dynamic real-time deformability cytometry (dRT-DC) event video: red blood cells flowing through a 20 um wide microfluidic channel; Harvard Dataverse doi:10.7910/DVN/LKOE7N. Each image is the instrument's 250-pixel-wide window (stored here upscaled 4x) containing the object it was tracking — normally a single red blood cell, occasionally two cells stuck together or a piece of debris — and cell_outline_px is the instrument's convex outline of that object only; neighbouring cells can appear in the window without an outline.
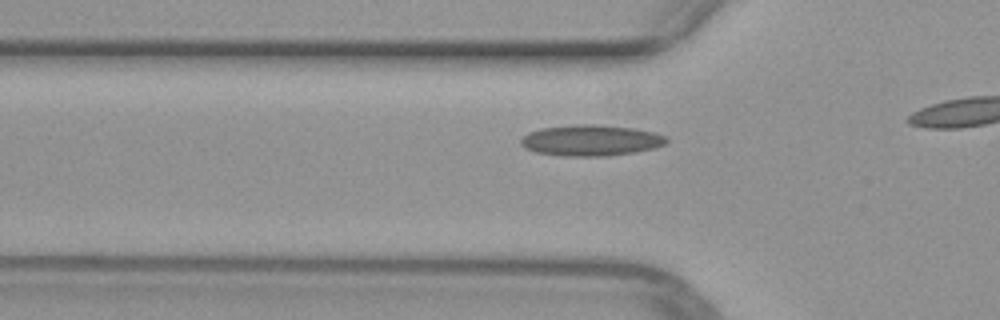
{"species": "common noctule bat (a hibernating species)", "species_latin": "Nyctalus noctula", "temperature_condition": "warm", "stored_images_in_passage": 10, "camera_frame_rate_fps": 3000, "um_per_image_px": 0.085, "animal": {"sex": "female", "body_mass_g": 29.2, "forearm_length_mm": 56.3}, "frame": {"image": 1, "passage_image": 5, "time_ms": 1.333, "image_size_px": [1000, 320], "cell_outline_px": [[668, 140], [664, 144], [656, 148], [636, 152], [608, 156], [564, 156], [536, 152], [524, 148], [520, 144], [520, 140], [528, 132], [540, 128], [576, 124], [596, 124], [636, 128], [656, 132], [664, 136]], "centroid_in_image_um": [50.23, 11.93], "position_along_channel_um": 75.6, "area_um2": 26.59}}
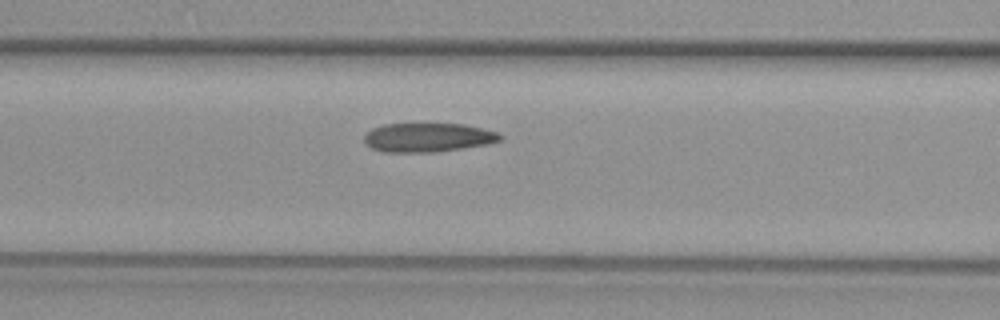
{"frame": {"image": 2, "passage_image": 9, "time_ms": 2.667, "image_size_px": [1000, 320], "cell_outline_px": [[504, 136], [500, 140], [488, 144], [436, 152], [380, 152], [372, 148], [364, 140], [364, 136], [372, 128], [384, 124], [464, 124], [496, 132]], "centroid_in_image_um": [36.36, 11.69], "position_along_channel_um": 130.2, "area_um2": 22.83}}